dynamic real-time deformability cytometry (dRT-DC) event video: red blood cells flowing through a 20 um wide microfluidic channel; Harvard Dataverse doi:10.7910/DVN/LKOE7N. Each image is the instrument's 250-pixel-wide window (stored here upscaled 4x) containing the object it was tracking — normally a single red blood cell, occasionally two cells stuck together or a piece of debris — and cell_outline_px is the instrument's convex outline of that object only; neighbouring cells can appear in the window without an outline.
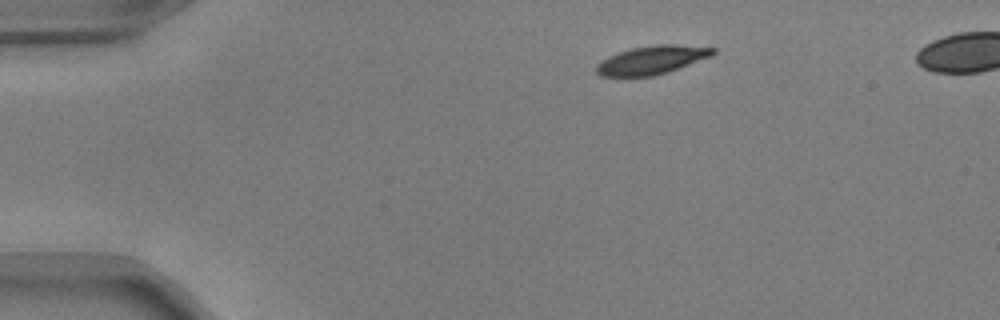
{"species": "common noctule bat (a hibernating species)", "species_latin": "Nyctalus noctula", "temperature_condition": "warm", "stored_images_in_passage": 44, "camera_frame_rate_fps": 3000, "um_per_image_px": 0.085, "animal": {"sex": "male", "body_mass_g": 17.9, "forearm_length_mm": 54.2}, "frame": {"image": 1, "passage_image": 1, "time_ms": 0.0, "image_size_px": [1000, 320], "cell_outline_px": [[716, 52], [712, 56], [668, 72], [652, 76], [600, 76], [596, 72], [596, 64], [608, 56], [632, 48], [652, 44], [676, 44], [716, 48]], "centroid_in_image_um": [55.42, 5.09], "position_along_channel_um": 29.6, "area_um2": 19.36}}
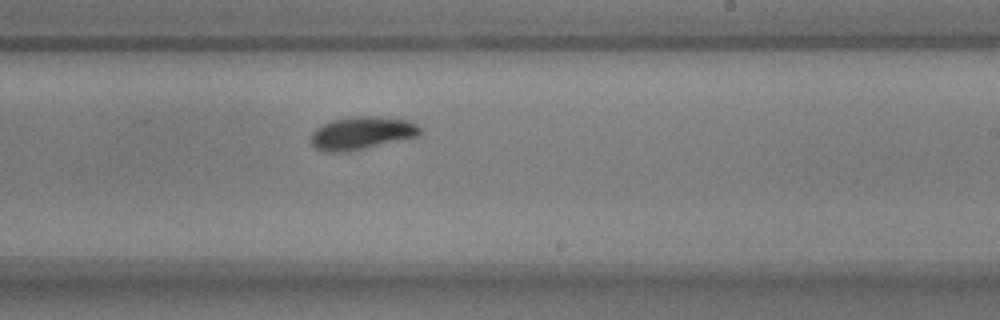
{"frame": {"image": 2, "passage_image": 24, "time_ms": 7.667, "image_size_px": [1000, 320], "cell_outline_px": [[420, 136], [348, 152], [324, 152], [316, 148], [312, 144], [312, 132], [320, 124], [336, 120], [356, 116], [376, 116], [412, 120], [420, 128]], "centroid_in_image_um": [30.77, 11.31], "position_along_channel_um": 258.2, "area_um2": 20.98}}
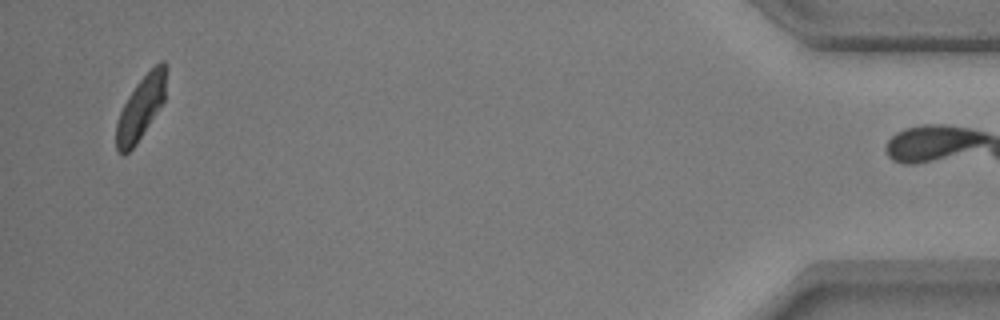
{"frame": {"image": 3, "passage_image": 43, "time_ms": 14.0, "image_size_px": [1000, 320], "cell_outline_px": [[168, 68], [164, 100], [136, 144], [124, 156], [116, 148], [116, 124], [120, 112], [128, 96], [136, 84], [160, 60], [164, 60]], "centroid_in_image_um": [11.99, 9.13], "position_along_channel_um": 423.2, "area_um2": 18.21}}